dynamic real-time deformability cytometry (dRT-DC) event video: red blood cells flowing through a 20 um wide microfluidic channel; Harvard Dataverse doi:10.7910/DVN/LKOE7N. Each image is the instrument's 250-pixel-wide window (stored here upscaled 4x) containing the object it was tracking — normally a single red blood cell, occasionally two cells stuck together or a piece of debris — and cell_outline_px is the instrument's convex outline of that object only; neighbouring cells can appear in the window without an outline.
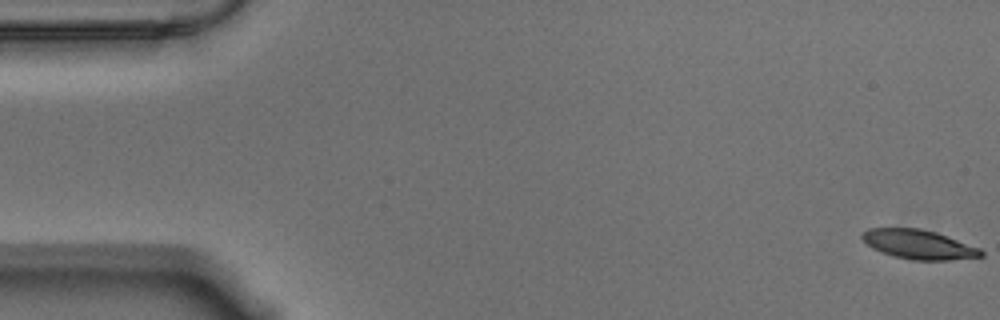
{"species": "Egyptian fruit bat (a non-hibernating species)", "species_latin": "Rousettus aegyptiacus", "temperature_condition": "warm", "stored_images_in_passage": 57, "camera_frame_rate_fps": 3000, "um_per_image_px": 0.085, "animal": {"sex": "male"}, "frame": {"image": 1, "passage_image": 1, "time_ms": 0.0, "image_size_px": [1000, 320], "cell_outline_px": [[984, 256], [948, 260], [912, 260], [892, 256], [880, 252], [872, 248], [860, 236], [868, 228], [920, 228], [936, 232], [980, 248], [984, 252]], "centroid_in_image_um": [78.09, 20.78], "position_along_channel_um": 6.9, "area_um2": 20.29}}
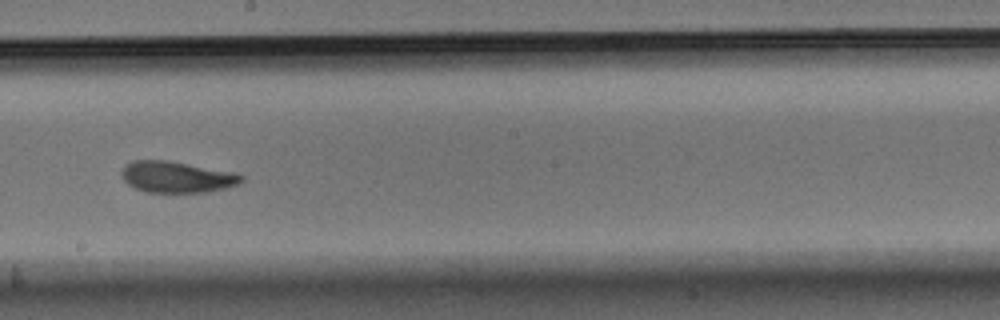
{"frame": {"image": 2, "passage_image": 32, "time_ms": 10.333, "image_size_px": [1000, 320], "cell_outline_px": [[244, 180], [240, 184], [208, 192], [144, 192], [128, 184], [124, 180], [120, 172], [132, 160], [168, 160], [236, 172], [244, 176]], "centroid_in_image_um": [15.07, 15.04], "position_along_channel_um": 233.1, "area_um2": 21.96}}
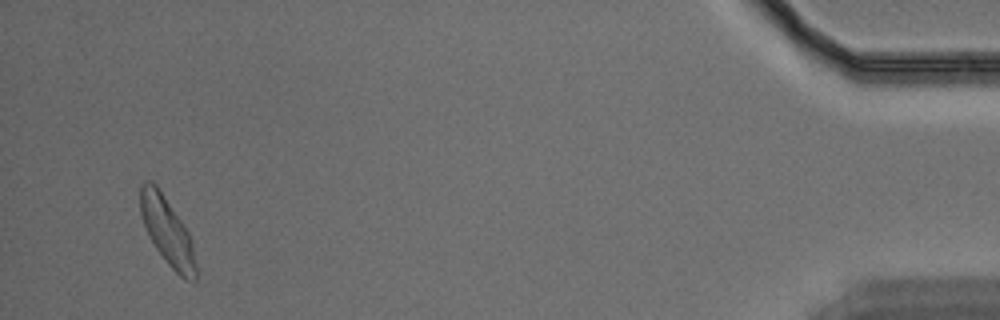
{"frame": {"image": 3, "passage_image": 55, "time_ms": 18.0, "image_size_px": [1000, 320], "cell_outline_px": [[196, 280], [184, 280], [168, 264], [156, 248], [144, 224], [140, 212], [140, 184], [144, 180], [152, 180], [156, 184], [188, 232], [192, 240], [196, 264]], "centroid_in_image_um": [14.21, 19.64], "position_along_channel_um": 421.0, "area_um2": 21.56}, "authors_computed_cell_mechanics": {"area_um2": 21.9062, "velocity_mm_per_s": 3.5119, "shape_relaxation_time_tau1_ms": 5.7111, "shape_relaxation_time_tau2_ms": 3.3129, "deformation_change_tau1": 0.1798, "deformation_change_tau2": 0.098}}